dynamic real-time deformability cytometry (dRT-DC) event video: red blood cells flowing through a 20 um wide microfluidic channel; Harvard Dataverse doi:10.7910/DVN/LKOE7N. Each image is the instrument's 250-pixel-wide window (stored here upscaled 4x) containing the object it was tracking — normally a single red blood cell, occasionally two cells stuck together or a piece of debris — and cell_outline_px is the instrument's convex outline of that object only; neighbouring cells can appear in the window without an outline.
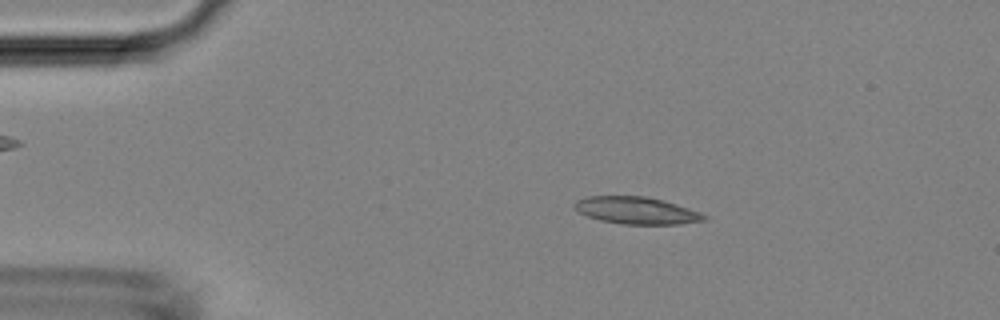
{"species": "Egyptian fruit bat (a non-hibernating species)", "species_latin": "Rousettus aegyptiacus", "temperature_condition": "room temperature", "stored_images_in_passage": 47, "camera_frame_rate_fps": 3000, "um_per_image_px": 0.085, "animal": {"sex": "female"}, "frame": {"image": 1, "passage_image": 8, "time_ms": 2.333, "image_size_px": [1000, 320], "cell_outline_px": [[708, 220], [680, 224], [624, 224], [600, 220], [588, 216], [580, 212], [572, 204], [576, 200], [588, 196], [648, 196], [664, 200], [700, 212], [708, 216]], "centroid_in_image_um": [54.13, 17.88], "position_along_channel_um": 30.9, "area_um2": 20.52}}
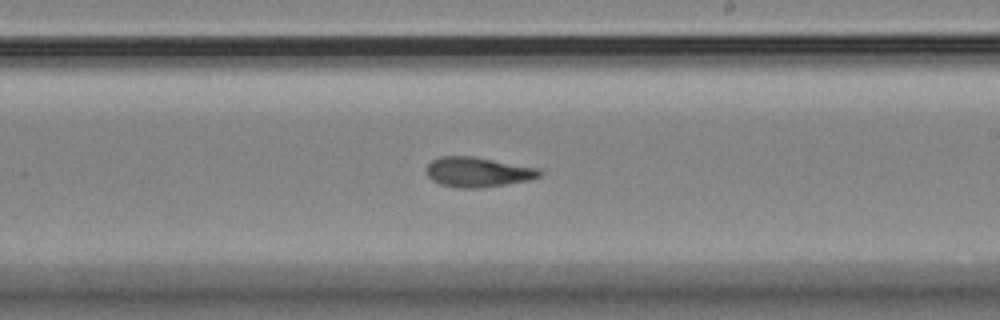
{"frame": {"image": 2, "passage_image": 27, "time_ms": 8.667, "image_size_px": [1000, 320], "cell_outline_px": [[544, 172], [540, 176], [532, 180], [484, 188], [460, 188], [440, 184], [432, 180], [424, 172], [424, 168], [432, 160], [440, 156], [476, 156], [540, 168]], "centroid_in_image_um": [40.64, 14.62], "position_along_channel_um": 248.4, "area_um2": 20.29}}
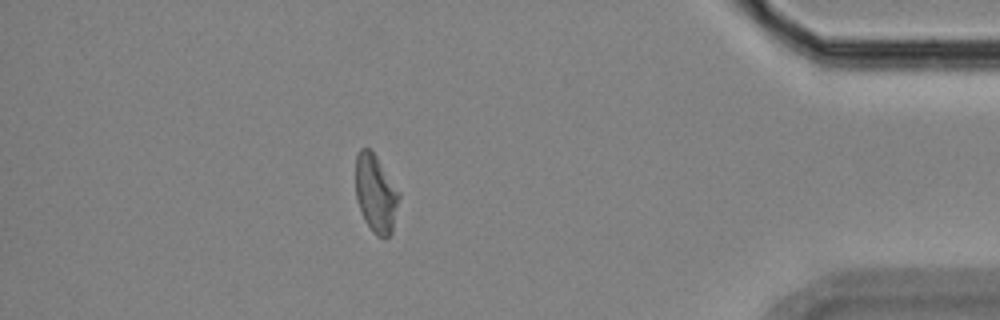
{"frame": {"image": 3, "passage_image": 41, "time_ms": 13.333, "image_size_px": [1000, 320], "cell_outline_px": [[400, 196], [392, 232], [384, 240], [376, 236], [372, 232], [364, 220], [356, 200], [356, 156], [360, 148], [368, 148], [376, 156], [400, 192]], "centroid_in_image_um": [31.94, 16.5], "position_along_channel_um": 403.3, "area_um2": 19.83}}